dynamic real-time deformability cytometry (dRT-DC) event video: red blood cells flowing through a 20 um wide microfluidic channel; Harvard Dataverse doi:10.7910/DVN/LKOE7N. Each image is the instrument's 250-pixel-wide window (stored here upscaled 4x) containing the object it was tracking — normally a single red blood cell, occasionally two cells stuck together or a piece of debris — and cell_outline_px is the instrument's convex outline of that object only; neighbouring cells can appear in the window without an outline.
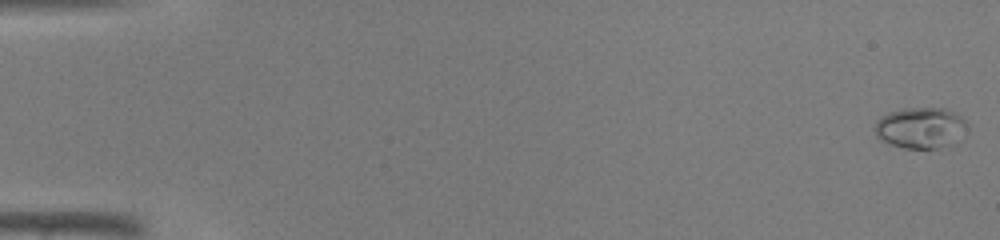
{"species": "common noctule bat (a hibernating species)", "species_latin": "Nyctalus noctula", "temperature_condition": "warm", "stored_images_in_passage": 46, "camera_frame_rate_fps": 3000, "um_per_image_px": 0.085, "animal": {"sex": "male", "body_mass_g": 19.0, "forearm_length_mm": 50.8}, "frame": {"image": 1, "passage_image": 1, "time_ms": 0.0, "image_size_px": [1000, 240], "cell_outline_px": [[968, 124], [952, 144], [936, 148], [904, 148], [888, 144], [880, 140], [876, 136], [876, 120], [880, 116], [888, 112], [904, 108], [944, 108], [956, 112]], "centroid_in_image_um": [78.19, 10.85], "position_along_channel_um": 6.8, "area_um2": 21.96}}
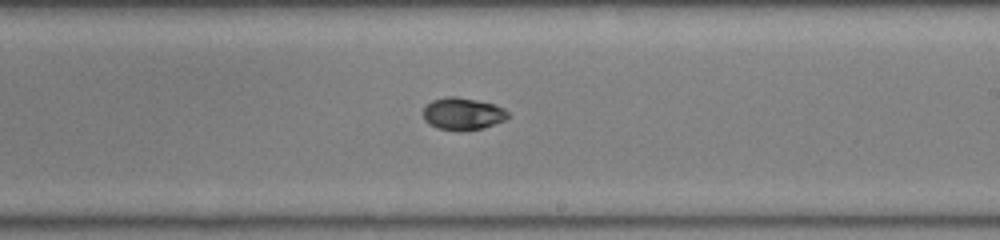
{"frame": {"image": 2, "passage_image": 28, "time_ms": 9.0, "image_size_px": [1000, 240], "cell_outline_px": [[512, 116], [504, 120], [484, 128], [436, 128], [428, 124], [424, 120], [424, 108], [432, 100], [448, 96], [456, 96], [476, 100], [492, 104], [504, 108]], "centroid_in_image_um": [39.35, 9.63], "position_along_channel_um": 249.7, "area_um2": 15.43}}
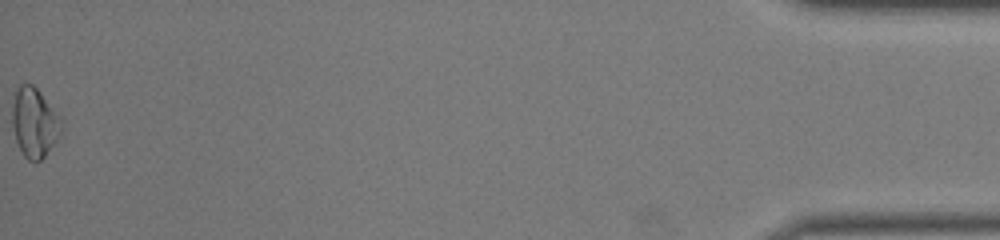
{"frame": {"image": 3, "passage_image": 46, "time_ms": 15.0, "image_size_px": [1000, 240], "cell_outline_px": [[64, 124], [56, 140], [44, 156], [40, 160], [28, 160], [24, 156], [16, 140], [12, 124], [12, 92], [20, 84], [32, 84], [40, 92]], "centroid_in_image_um": [2.88, 10.38], "position_along_channel_um": 432.3, "area_um2": 19.65}}